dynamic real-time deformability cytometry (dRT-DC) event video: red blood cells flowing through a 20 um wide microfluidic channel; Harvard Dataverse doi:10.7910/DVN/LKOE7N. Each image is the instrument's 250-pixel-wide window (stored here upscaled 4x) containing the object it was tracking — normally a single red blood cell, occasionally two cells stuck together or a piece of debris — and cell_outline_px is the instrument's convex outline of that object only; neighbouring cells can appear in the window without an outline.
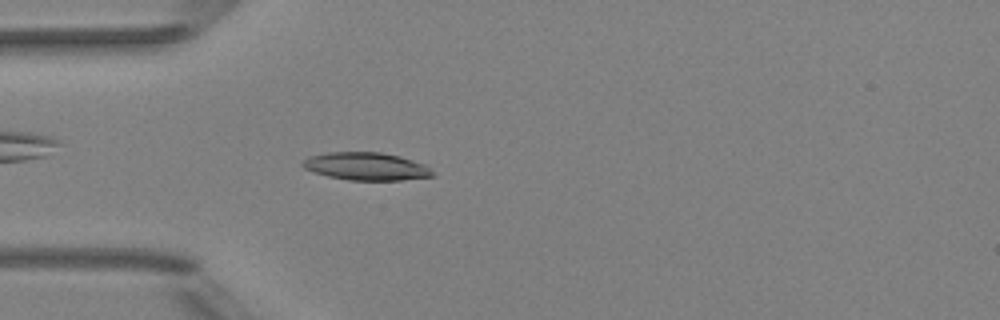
{"species": "Egyptian fruit bat (a non-hibernating species)", "species_latin": "Rousettus aegyptiacus", "temperature_condition": "room temperature", "stored_images_in_passage": 40, "camera_frame_rate_fps": 3000, "um_per_image_px": 0.085, "animal": {"sex": "female"}, "frame": {"image": 1, "passage_image": 10, "time_ms": 3.0, "image_size_px": [1000, 320], "cell_outline_px": [[436, 176], [400, 180], [348, 180], [328, 176], [304, 168], [300, 164], [308, 156], [328, 152], [380, 152], [400, 156], [424, 164]], "centroid_in_image_um": [31.11, 14.13], "position_along_channel_um": 53.9, "area_um2": 20.92}}
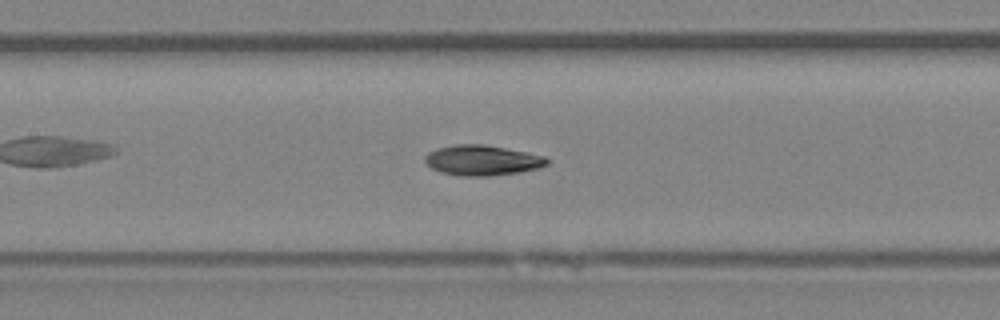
{"frame": {"image": 2, "passage_image": 19, "time_ms": 6.0, "image_size_px": [1000, 320], "cell_outline_px": [[552, 160], [548, 164], [540, 168], [520, 172], [488, 176], [460, 176], [440, 172], [432, 168], [424, 160], [424, 156], [428, 152], [436, 148], [456, 144], [484, 144], [544, 156]], "centroid_in_image_um": [40.99, 13.63], "position_along_channel_um": 166.4, "area_um2": 21.62}}
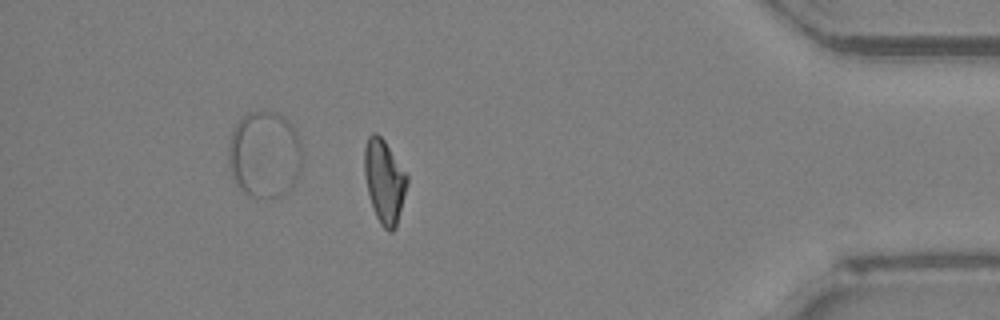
{"frame": {"image": 3, "passage_image": 40, "time_ms": 13.0, "image_size_px": [1000, 320], "cell_outline_px": [[408, 184], [396, 228], [392, 232], [388, 232], [380, 224], [376, 216], [368, 192], [364, 172], [364, 148], [368, 136], [372, 132], [376, 132], [384, 140], [408, 176]], "centroid_in_image_um": [32.67, 15.41], "position_along_channel_um": 402.5, "area_um2": 20.75}, "authors_computed_cell_mechanics": {"area_um2": 21.0681, "velocity_mm_per_s": 3.999, "shape_relaxation_time_tau1_ms": 7.1663, "shape_relaxation_time_tau2_ms": 2.8142, "deformation_change_tau1": 0.1866, "deformation_change_tau2": 0.0741}}